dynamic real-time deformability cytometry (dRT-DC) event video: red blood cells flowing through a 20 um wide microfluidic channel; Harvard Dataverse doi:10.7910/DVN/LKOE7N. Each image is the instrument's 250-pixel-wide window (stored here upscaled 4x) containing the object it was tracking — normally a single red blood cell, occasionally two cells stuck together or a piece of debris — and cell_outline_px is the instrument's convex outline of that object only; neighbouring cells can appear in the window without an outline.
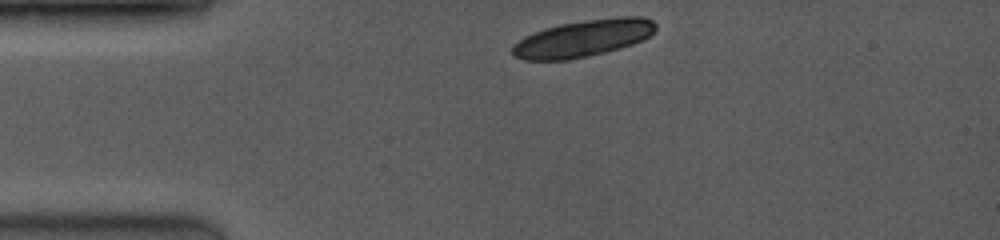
{"species": "common noctule bat (a hibernating species)", "species_latin": "Nyctalus noctula", "temperature_condition": "room temperature", "stored_images_in_passage": 1, "camera_frame_rate_fps": 3500, "um_per_image_px": 0.085, "animal": {"sex": "female", "body_mass_g": 19.0, "forearm_length_mm": 53.3}, "frame": {"image": 1, "passage_image": 1, "time_ms": 0.0, "image_size_px": [1000, 240], "cell_outline_px": [[656, 28], [644, 40], [620, 48], [588, 56], [568, 60], [524, 60], [512, 56], [512, 44], [524, 36], [544, 28], [560, 24], [584, 20], [616, 16], [644, 16], [652, 20], [656, 24]], "centroid_in_image_um": [49.55, 3.25], "position_along_channel_um": 35.4, "area_um2": 31.1}}